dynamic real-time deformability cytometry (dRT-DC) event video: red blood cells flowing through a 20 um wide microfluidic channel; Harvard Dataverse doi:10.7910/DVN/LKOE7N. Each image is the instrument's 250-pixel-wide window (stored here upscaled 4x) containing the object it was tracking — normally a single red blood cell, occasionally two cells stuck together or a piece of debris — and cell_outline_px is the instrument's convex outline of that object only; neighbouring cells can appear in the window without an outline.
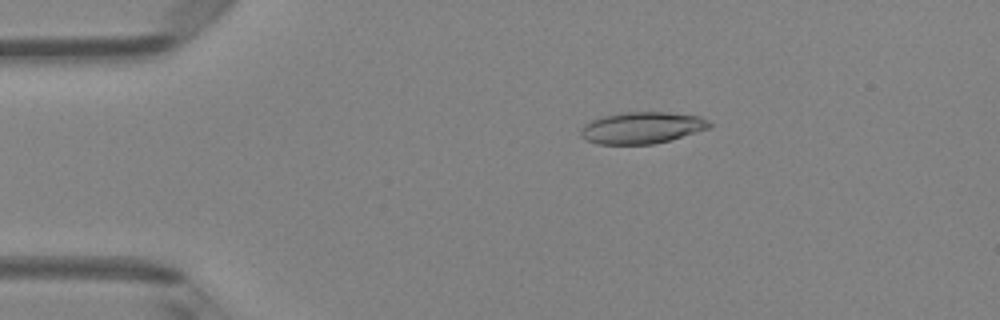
{"species": "Egyptian fruit bat (a non-hibernating species)", "species_latin": "Rousettus aegyptiacus", "temperature_condition": "room temperature", "stored_images_in_passage": 49, "camera_frame_rate_fps": 3000, "um_per_image_px": 0.085, "animal": {"sex": "female"}, "frame": {"image": 1, "passage_image": 9, "time_ms": 2.667, "image_size_px": [1000, 320], "cell_outline_px": [[712, 124], [708, 128], [668, 140], [652, 144], [596, 144], [580, 136], [580, 132], [584, 124], [592, 120], [604, 116], [624, 112], [668, 112], [700, 116], [708, 120]], "centroid_in_image_um": [54.54, 10.85], "position_along_channel_um": 30.5, "area_um2": 23.47}}
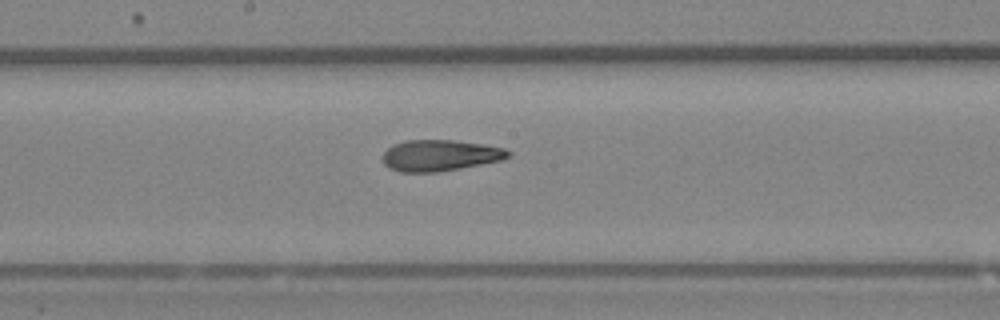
{"frame": {"image": 2, "passage_image": 26, "time_ms": 8.333, "image_size_px": [1000, 320], "cell_outline_px": [[512, 156], [500, 160], [440, 172], [400, 172], [388, 168], [384, 164], [384, 152], [392, 144], [404, 140], [452, 140], [480, 144], [504, 148], [512, 152]], "centroid_in_image_um": [37.38, 13.21], "position_along_channel_um": 210.8, "area_um2": 22.77}}
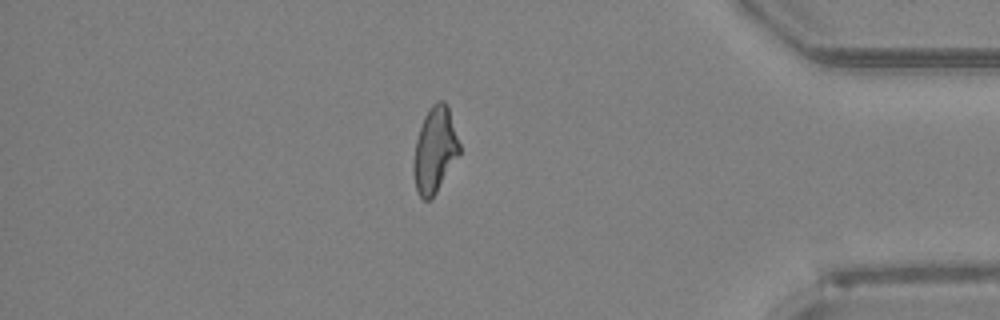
{"frame": {"image": 3, "passage_image": 42, "time_ms": 13.667, "image_size_px": [1000, 320], "cell_outline_px": [[460, 152], [436, 192], [428, 200], [424, 200], [416, 192], [412, 172], [412, 164], [416, 140], [424, 116], [428, 108], [436, 100], [444, 100], [448, 108], [460, 144]], "centroid_in_image_um": [36.93, 12.74], "position_along_channel_um": 398.3, "area_um2": 22.77}, "authors_computed_cell_mechanics": {"area_um2": 23.2356, "velocity_mm_per_s": 4.122, "shape_relaxation_time_tau1_ms": null, "shape_relaxation_time_tau2_ms": 2.8905, "deformation_change_tau1": null, "deformation_change_tau2": 0.1184}}